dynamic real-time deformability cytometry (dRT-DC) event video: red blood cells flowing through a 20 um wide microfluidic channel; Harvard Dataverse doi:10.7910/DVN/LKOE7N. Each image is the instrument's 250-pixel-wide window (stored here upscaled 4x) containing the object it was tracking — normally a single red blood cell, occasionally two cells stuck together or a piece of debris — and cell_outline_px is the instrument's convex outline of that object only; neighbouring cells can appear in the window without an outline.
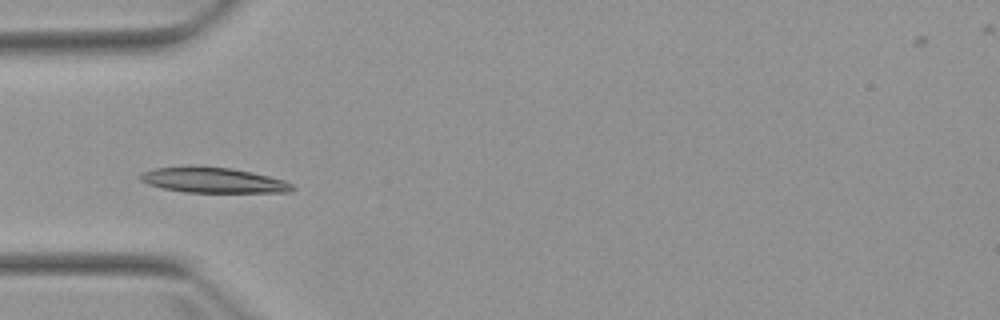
{"species": "Egyptian fruit bat (a non-hibernating species)", "species_latin": "Rousettus aegyptiacus", "temperature_condition": "warm", "stored_images_in_passage": 6, "camera_frame_rate_fps": 3000, "um_per_image_px": 0.085, "animal": {"sex": "female"}, "frame": {"image": 1, "passage_image": 4, "time_ms": 4.333, "image_size_px": [1000, 320], "cell_outline_px": [[296, 188], [292, 192], [184, 192], [164, 188], [148, 184], [140, 180], [140, 172], [156, 168], [232, 168], [252, 172], [284, 180], [292, 184]], "centroid_in_image_um": [18.18, 15.34], "position_along_channel_um": 66.8, "area_um2": 21.73}}
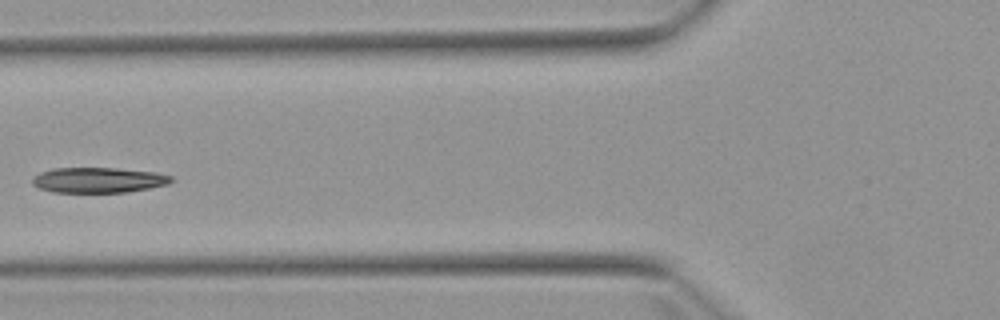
{"frame": {"image": 2, "passage_image": 5, "time_ms": 5.667, "image_size_px": [1000, 320], "cell_outline_px": [[172, 180], [168, 184], [128, 192], [52, 192], [40, 188], [32, 184], [32, 176], [40, 172], [52, 168], [116, 168], [156, 172], [172, 176]], "centroid_in_image_um": [8.33, 15.3], "position_along_channel_um": 117.5, "area_um2": 20.52}}
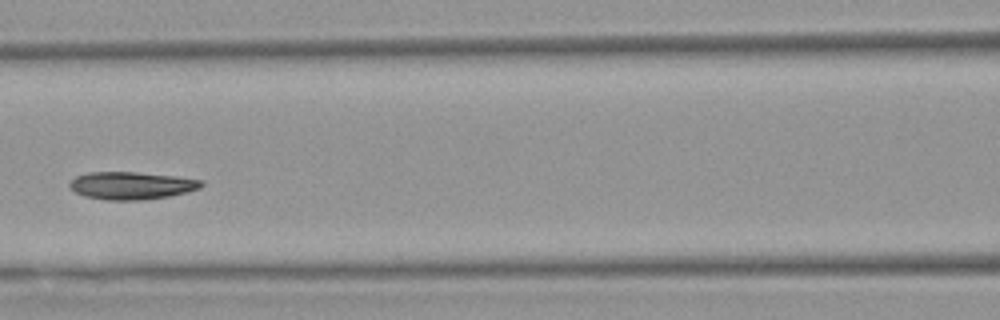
{"frame": {"image": 3, "passage_image": 6, "time_ms": 6.667, "image_size_px": [1000, 320], "cell_outline_px": [[204, 184], [200, 188], [168, 196], [144, 200], [104, 200], [84, 196], [76, 192], [68, 184], [76, 176], [88, 172], [136, 172], [176, 176], [204, 180]], "centroid_in_image_um": [11.18, 15.77], "position_along_channel_um": 155.4, "area_um2": 21.15}}